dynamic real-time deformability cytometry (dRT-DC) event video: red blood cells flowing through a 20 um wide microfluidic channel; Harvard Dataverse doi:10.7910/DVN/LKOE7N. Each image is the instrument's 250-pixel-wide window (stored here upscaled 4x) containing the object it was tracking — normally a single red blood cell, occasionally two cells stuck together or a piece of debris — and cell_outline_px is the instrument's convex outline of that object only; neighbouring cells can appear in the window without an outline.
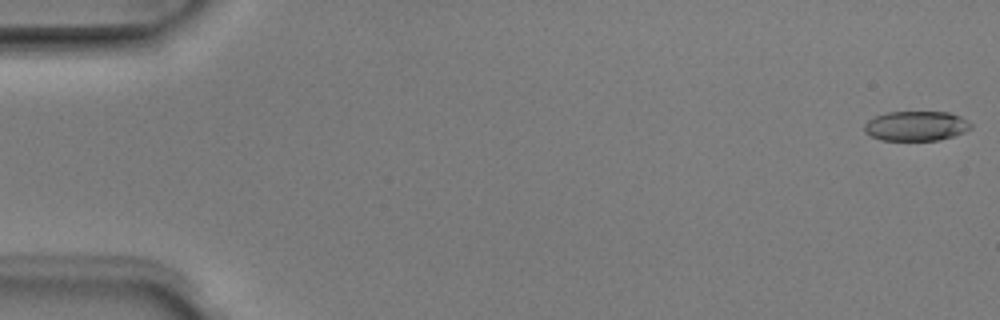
{"species": "Egyptian fruit bat (a non-hibernating species)", "species_latin": "Rousettus aegyptiacus", "temperature_condition": "room temperature", "stored_images_in_passage": 6, "camera_frame_rate_fps": 3000, "um_per_image_px": 0.085, "animal": {"sex": "male"}, "frame": {"image": 1, "passage_image": 1, "time_ms": 0.0, "image_size_px": [1000, 320], "cell_outline_px": [[972, 128], [964, 132], [940, 140], [880, 140], [864, 132], [864, 124], [868, 120], [876, 116], [888, 112], [948, 112], [960, 116], [968, 120], [972, 124]], "centroid_in_image_um": [77.88, 10.7], "position_along_channel_um": 7.1, "area_um2": 18.5}}
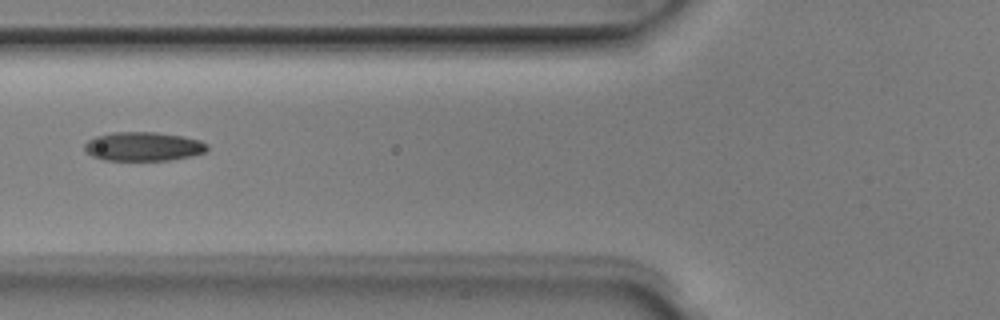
{"frame": {"image": 2, "passage_image": 5, "time_ms": 1.333, "image_size_px": [1000, 320], "cell_outline_px": [[208, 148], [204, 152], [192, 156], [172, 160], [104, 160], [92, 156], [84, 152], [84, 144], [88, 140], [96, 136], [112, 132], [156, 132], [184, 136], [200, 140], [208, 144]], "centroid_in_image_um": [12.17, 12.45], "position_along_channel_um": 113.6, "area_um2": 20.92}}
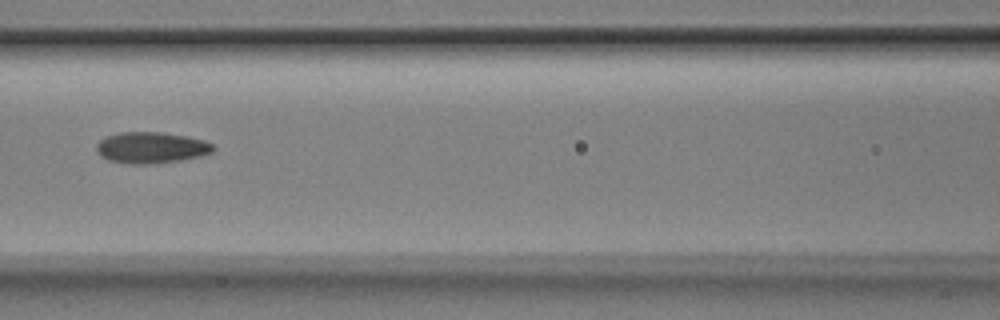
{"frame": {"image": 3, "passage_image": 6, "time_ms": 1.667, "image_size_px": [1000, 320], "cell_outline_px": [[216, 148], [212, 152], [200, 156], [180, 160], [156, 164], [132, 164], [108, 160], [100, 156], [96, 152], [96, 144], [100, 140], [108, 136], [120, 132], [160, 132], [188, 136], [204, 140], [212, 144]], "centroid_in_image_um": [12.85, 12.55], "position_along_channel_um": 153.7, "area_um2": 21.39}}